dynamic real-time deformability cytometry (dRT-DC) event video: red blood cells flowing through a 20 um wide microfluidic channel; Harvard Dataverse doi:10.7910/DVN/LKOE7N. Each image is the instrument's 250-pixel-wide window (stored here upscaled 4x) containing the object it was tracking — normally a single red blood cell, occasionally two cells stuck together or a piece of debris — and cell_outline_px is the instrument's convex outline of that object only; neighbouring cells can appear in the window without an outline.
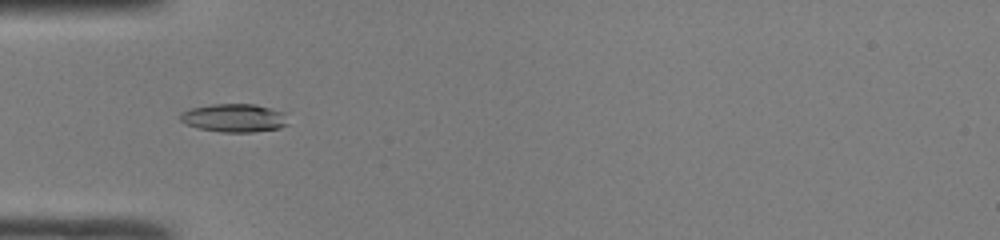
{"species": "common noctule bat (a hibernating species)", "species_latin": "Nyctalus noctula", "temperature_condition": "room temperature", "stored_images_in_passage": 34, "camera_frame_rate_fps": 3000, "um_per_image_px": 0.085, "animal": {"sex": "male", "body_mass_g": 19.0, "forearm_length_mm": 50.8}, "frame": {"image": 1, "passage_image": 1, "time_ms": 0.0, "image_size_px": [1000, 240], "cell_outline_px": [[288, 124], [280, 128], [252, 132], [220, 132], [200, 128], [184, 124], [180, 120], [180, 112], [188, 108], [212, 104], [256, 104], [272, 108], [284, 112]], "centroid_in_image_um": [19.89, 10.01], "position_along_channel_um": 65.1, "area_um2": 17.98}}
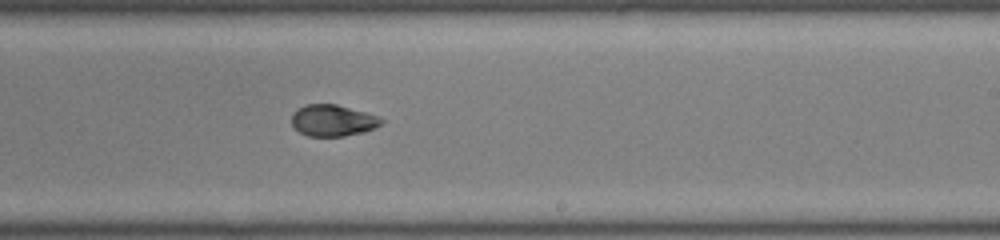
{"frame": {"image": 2, "passage_image": 15, "time_ms": 4.667, "image_size_px": [1000, 240], "cell_outline_px": [[384, 124], [376, 128], [364, 132], [344, 136], [308, 136], [300, 132], [292, 124], [292, 112], [296, 108], [304, 104], [336, 104], [380, 116], [384, 120]], "centroid_in_image_um": [28.32, 10.23], "position_along_channel_um": 260.7, "area_um2": 16.7}}
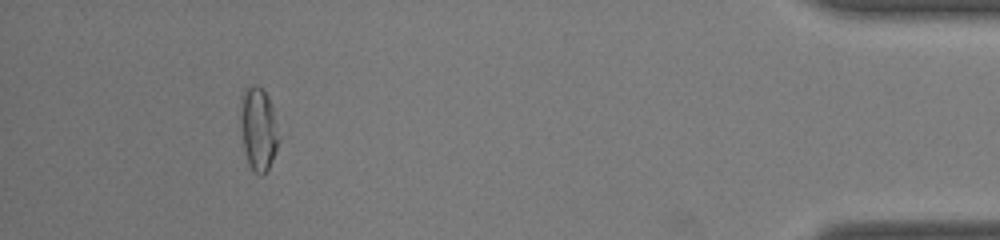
{"frame": {"image": 3, "passage_image": 30, "time_ms": 9.667, "image_size_px": [1000, 240], "cell_outline_px": [[280, 140], [272, 160], [264, 176], [260, 176], [252, 172], [248, 164], [244, 152], [240, 124], [240, 96], [244, 88], [252, 84], [256, 84], [268, 96], [272, 108], [280, 136]], "centroid_in_image_um": [21.94, 10.97], "position_along_channel_um": 413.3, "area_um2": 19.07}, "authors_computed_cell_mechanics": {"area_um2": 17.1377, "velocity_mm_per_s": 4.2313, "shape_relaxation_time_tau1_ms": null, "shape_relaxation_time_tau2_ms": 1.5995, "deformation_change_tau1": null, "deformation_change_tau2": 0.0585}}